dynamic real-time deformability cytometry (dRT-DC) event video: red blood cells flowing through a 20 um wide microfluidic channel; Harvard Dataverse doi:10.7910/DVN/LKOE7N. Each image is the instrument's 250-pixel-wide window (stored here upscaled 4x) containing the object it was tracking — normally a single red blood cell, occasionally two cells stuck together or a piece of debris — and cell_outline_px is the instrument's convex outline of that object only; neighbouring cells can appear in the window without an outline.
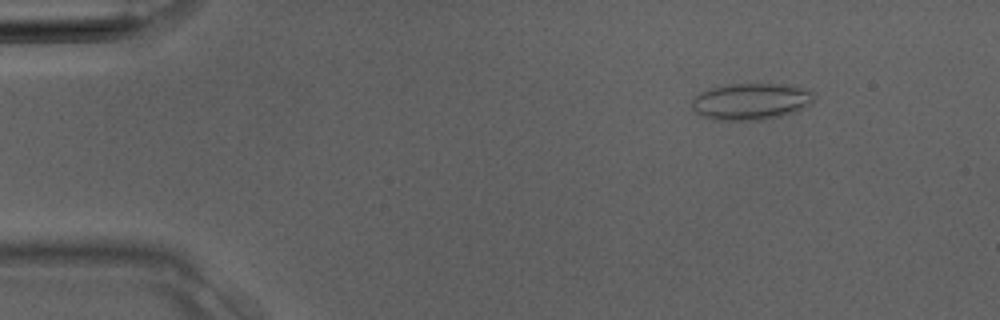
{"species": "Egyptian fruit bat (a non-hibernating species)", "species_latin": "Rousettus aegyptiacus", "temperature_condition": "room temperature", "stored_images_in_passage": 37, "camera_frame_rate_fps": 3000, "um_per_image_px": 0.085, "animal": {"sex": "male"}, "frame": {"image": 1, "passage_image": 5, "time_ms": 1.333, "image_size_px": [1000, 320], "cell_outline_px": [[816, 96], [804, 108], [796, 112], [780, 116], [760, 120], [712, 120], [696, 112], [692, 108], [692, 100], [700, 92], [712, 88], [728, 84], [788, 84], [808, 88], [816, 92]], "centroid_in_image_um": [63.89, 8.61], "position_along_channel_um": 21.1, "area_um2": 26.3}}
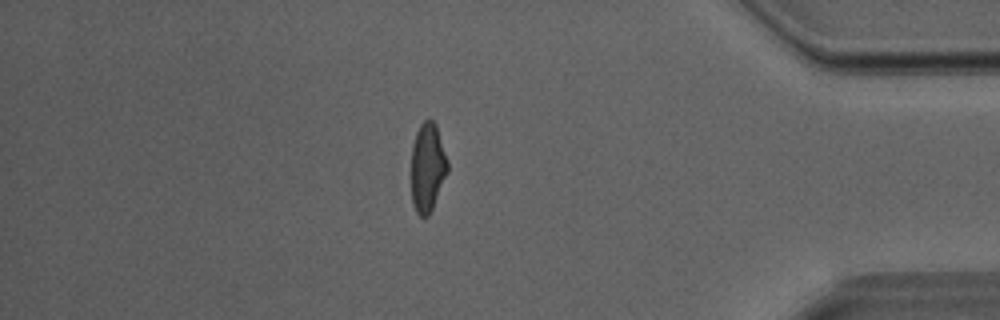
{"frame": {"image": 2, "passage_image": 32, "time_ms": 10.333, "image_size_px": [1000, 320], "cell_outline_px": [[448, 172], [432, 208], [428, 216], [420, 216], [416, 212], [412, 200], [412, 144], [416, 132], [420, 124], [424, 120], [432, 120], [436, 124], [448, 160]], "centroid_in_image_um": [36.35, 14.2], "position_along_channel_um": 398.9, "area_um2": 18.73}}
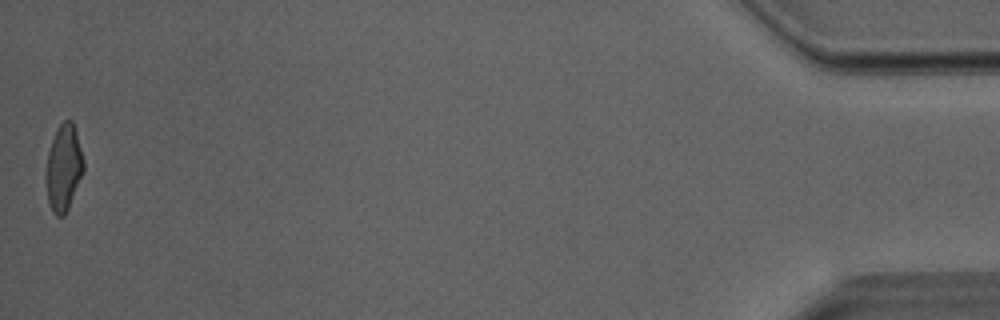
{"frame": {"image": 3, "passage_image": 37, "time_ms": 12.0, "image_size_px": [1000, 320], "cell_outline_px": [[84, 172], [68, 208], [64, 216], [56, 216], [52, 212], [48, 200], [44, 172], [48, 152], [52, 140], [60, 124], [64, 120], [72, 120], [76, 132], [84, 160]], "centroid_in_image_um": [5.4, 14.29], "position_along_channel_um": 429.8, "area_um2": 19.02}}